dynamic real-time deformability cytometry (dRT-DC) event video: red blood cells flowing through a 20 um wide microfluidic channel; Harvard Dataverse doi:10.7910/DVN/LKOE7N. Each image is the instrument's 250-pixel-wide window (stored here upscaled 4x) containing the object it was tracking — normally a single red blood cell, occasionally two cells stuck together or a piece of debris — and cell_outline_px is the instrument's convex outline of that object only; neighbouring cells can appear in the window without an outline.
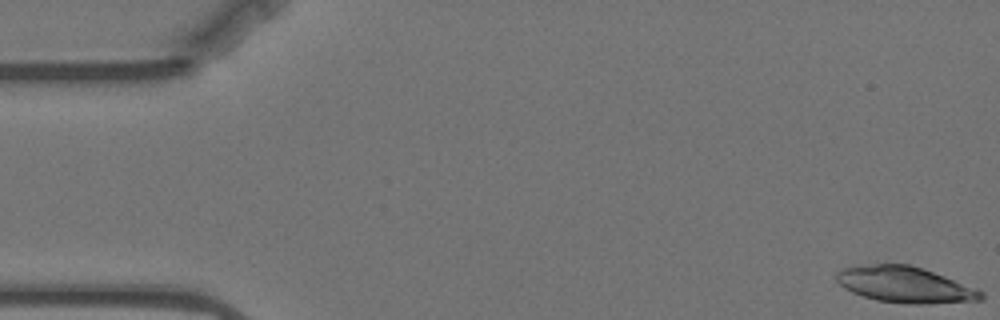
{"species": "Egyptian fruit bat (a non-hibernating species)", "species_latin": "Rousettus aegyptiacus", "temperature_condition": "warm", "stored_images_in_passage": 12, "camera_frame_rate_fps": 3000, "um_per_image_px": 0.085, "animal": {"sex": "female"}, "frame": {"image": 1, "passage_image": 1, "time_ms": 0.0, "image_size_px": [1000, 320], "cell_outline_px": [[984, 296], [980, 300], [920, 304], [908, 304], [876, 300], [852, 292], [844, 288], [836, 280], [836, 272], [844, 268], [876, 264], [908, 264], [944, 276], [976, 288], [984, 292]], "centroid_in_image_um": [76.92, 24.21], "position_along_channel_um": 8.1, "area_um2": 29.88}}